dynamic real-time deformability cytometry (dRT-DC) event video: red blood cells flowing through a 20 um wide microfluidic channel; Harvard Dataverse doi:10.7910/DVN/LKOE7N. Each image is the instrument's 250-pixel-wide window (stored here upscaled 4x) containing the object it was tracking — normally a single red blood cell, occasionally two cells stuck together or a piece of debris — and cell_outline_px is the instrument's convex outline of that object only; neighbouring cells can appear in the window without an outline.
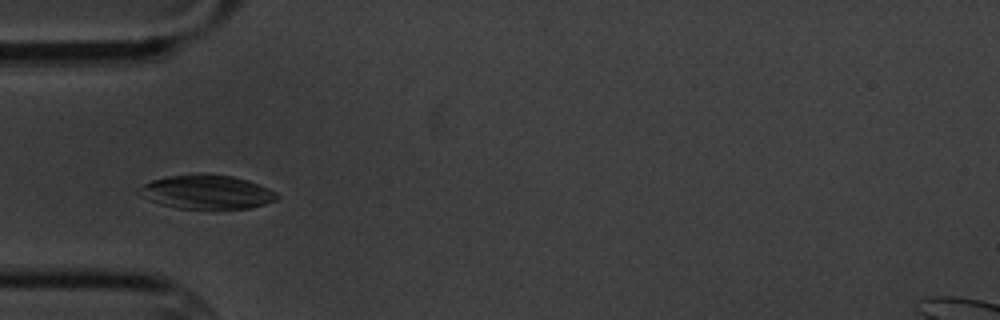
{"species": "common noctule bat (a hibernating species)", "species_latin": "Nyctalus noctula", "temperature_condition": "cold", "stored_images_in_passage": 6, "camera_frame_rate_fps": 3000, "um_per_image_px": 0.085, "animal": {"sex": "male", "body_mass_g": 20.1, "forearm_length_mm": 53.5}, "frame": {"image": 1, "passage_image": 3, "time_ms": 2.333, "image_size_px": [1000, 320], "cell_outline_px": [[280, 196], [276, 200], [264, 204], [248, 208], [212, 212], [176, 208], [160, 204], [140, 196], [136, 192], [136, 188], [152, 180], [168, 176], [196, 172], [200, 172], [232, 176], [248, 180], [268, 188], [276, 192]], "centroid_in_image_um": [17.54, 16.35], "position_along_channel_um": 67.5, "area_um2": 28.61}}
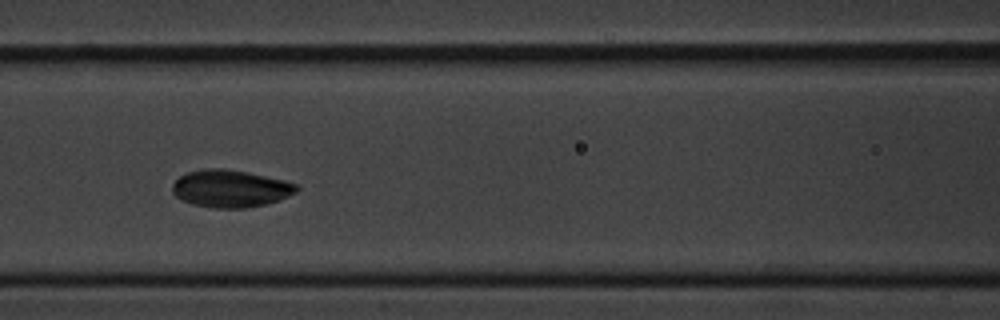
{"frame": {"image": 2, "passage_image": 5, "time_ms": 4.667, "image_size_px": [1000, 320], "cell_outline_px": [[300, 188], [296, 192], [280, 200], [248, 208], [216, 208], [192, 204], [180, 200], [172, 192], [172, 184], [180, 176], [188, 172], [200, 168], [224, 168], [248, 172], [284, 180], [296, 184]], "centroid_in_image_um": [19.57, 16.02], "position_along_channel_um": 147.0, "area_um2": 27.22}}
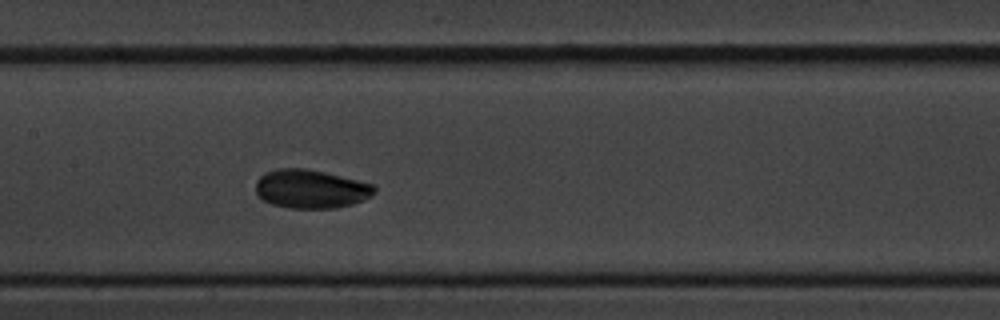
{"frame": {"image": 3, "passage_image": 6, "time_ms": 5.667, "image_size_px": [1000, 320], "cell_outline_px": [[376, 192], [372, 196], [364, 200], [352, 204], [336, 208], [288, 208], [272, 204], [264, 200], [256, 192], [256, 180], [264, 172], [276, 168], [308, 168], [376, 184]], "centroid_in_image_um": [26.45, 16.05], "position_along_channel_um": 180.9, "area_um2": 27.11}}